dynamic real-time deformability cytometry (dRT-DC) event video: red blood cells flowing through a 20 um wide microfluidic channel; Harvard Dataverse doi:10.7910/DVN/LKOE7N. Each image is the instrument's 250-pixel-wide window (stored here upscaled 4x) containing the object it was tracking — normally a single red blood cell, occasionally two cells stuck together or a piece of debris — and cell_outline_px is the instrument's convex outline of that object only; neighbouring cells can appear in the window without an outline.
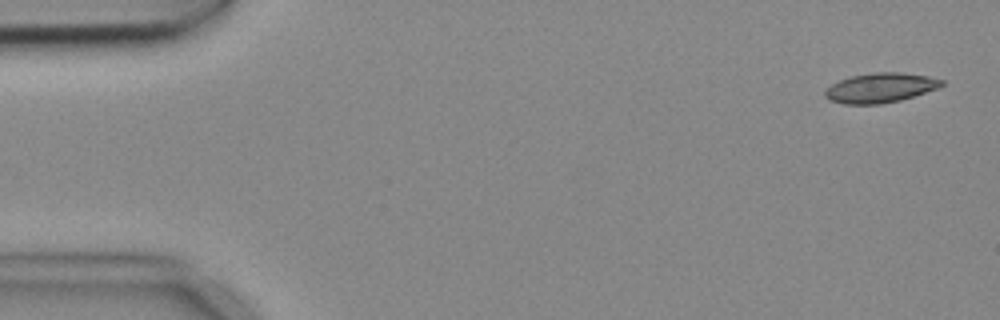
{"species": "common noctule bat (a hibernating species)", "species_latin": "Nyctalus noctula", "temperature_condition": "cold", "stored_images_in_passage": 5, "segment_of_instrument_passage": [1, 2], "camera_frame_rate_fps": 3000, "um_per_image_px": 0.085, "animal": {"sex": "female", "body_mass_g": 18.4}, "frame": {"image": 1, "passage_image": 1, "time_ms": 0.0, "image_size_px": [1000, 320], "cell_outline_px": [[944, 84], [936, 88], [900, 100], [880, 104], [844, 104], [828, 100], [824, 96], [824, 92], [832, 84], [840, 80], [852, 76], [876, 72], [900, 72], [928, 76], [944, 80]], "centroid_in_image_um": [74.8, 7.46], "position_along_channel_um": 10.2, "area_um2": 19.94}}